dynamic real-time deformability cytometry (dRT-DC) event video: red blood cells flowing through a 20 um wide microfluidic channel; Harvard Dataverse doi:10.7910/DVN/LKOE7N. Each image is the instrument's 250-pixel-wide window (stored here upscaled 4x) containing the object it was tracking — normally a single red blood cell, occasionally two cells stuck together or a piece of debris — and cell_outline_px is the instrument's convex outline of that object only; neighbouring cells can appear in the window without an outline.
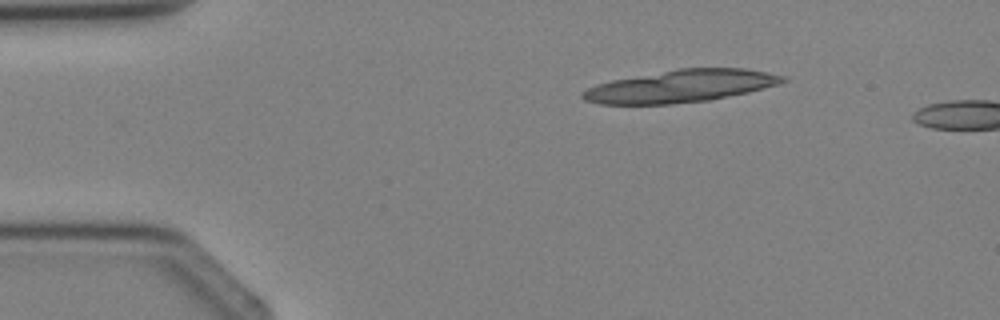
{"species": "Egyptian fruit bat (a non-hibernating species)", "species_latin": "Rousettus aegyptiacus", "temperature_condition": "cold", "stored_images_in_passage": 2, "camera_frame_rate_fps": 3000, "um_per_image_px": 0.085, "animal": {"sex": "female"}, "frame": {"image": 1, "passage_image": 2, "time_ms": 1.0, "image_size_px": [1000, 320], "cell_outline_px": [[788, 80], [776, 84], [748, 92], [708, 100], [672, 104], [600, 104], [584, 100], [580, 96], [580, 92], [596, 84], [612, 80], [680, 68], [744, 68], [784, 76]], "centroid_in_image_um": [57.8, 7.33], "position_along_channel_um": 27.2, "area_um2": 37.4}}